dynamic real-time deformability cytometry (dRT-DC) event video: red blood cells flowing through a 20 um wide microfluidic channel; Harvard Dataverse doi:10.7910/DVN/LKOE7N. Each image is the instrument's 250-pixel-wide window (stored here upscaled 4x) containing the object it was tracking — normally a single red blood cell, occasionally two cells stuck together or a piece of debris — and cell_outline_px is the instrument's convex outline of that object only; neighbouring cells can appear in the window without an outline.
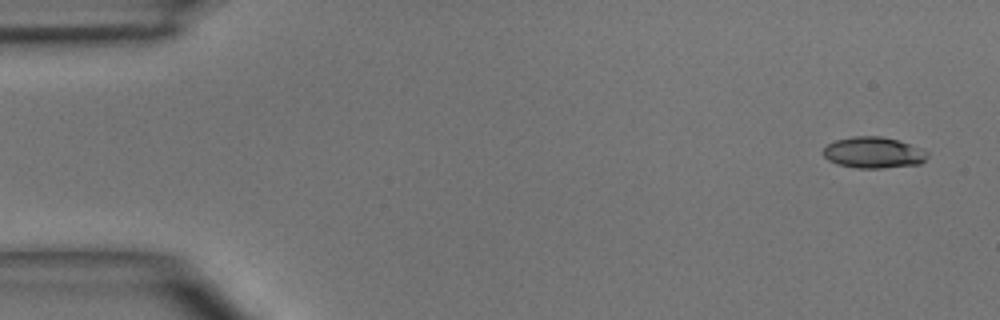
{"species": "common noctule bat (a hibernating species)", "species_latin": "Nyctalus noctula", "temperature_condition": "room temperature", "stored_images_in_passage": 4, "camera_frame_rate_fps": 3000, "um_per_image_px": 0.085, "animal": {"sex": "male", "body_mass_g": 15.6}, "frame": {"image": 1, "passage_image": 1, "time_ms": 0.0, "image_size_px": [1000, 320], "cell_outline_px": [[928, 156], [920, 164], [880, 168], [856, 168], [836, 164], [828, 160], [824, 156], [824, 148], [828, 144], [836, 140], [852, 136], [880, 136], [896, 140], [920, 148], [928, 152]], "centroid_in_image_um": [74.22, 12.97], "position_along_channel_um": 10.8, "area_um2": 18.79}}
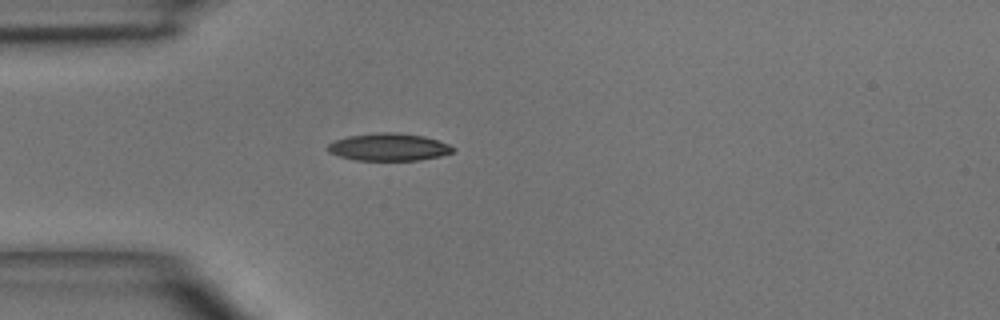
{"frame": {"image": 2, "passage_image": 4, "time_ms": 3.667, "image_size_px": [1000, 320], "cell_outline_px": [[456, 148], [452, 152], [440, 156], [416, 160], [356, 160], [340, 156], [328, 152], [328, 144], [336, 140], [348, 136], [380, 132], [396, 132], [424, 136], [448, 144]], "centroid_in_image_um": [33.05, 12.49], "position_along_channel_um": 52.0, "area_um2": 19.83}}